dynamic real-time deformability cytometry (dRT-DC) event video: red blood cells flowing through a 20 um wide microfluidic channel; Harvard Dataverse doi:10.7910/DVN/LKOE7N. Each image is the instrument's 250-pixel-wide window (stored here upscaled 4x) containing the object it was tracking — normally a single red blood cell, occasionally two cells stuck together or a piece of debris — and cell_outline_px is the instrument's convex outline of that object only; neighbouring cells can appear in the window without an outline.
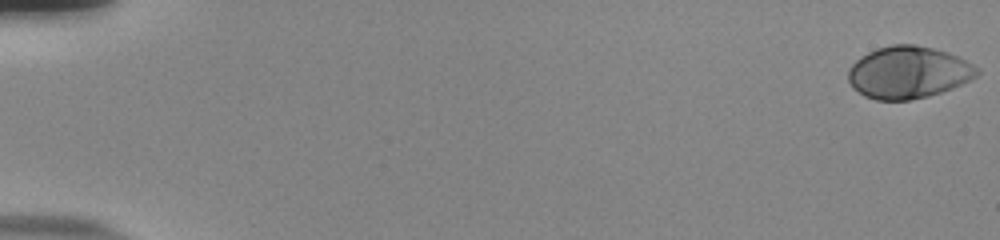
{"species": "human", "species_latin": "Homo sapiens", "temperature_condition": "room temperature", "stored_images_in_passage": 55, "camera_frame_rate_fps": 3000, "um_per_image_px": 0.085, "donor": {"sex": "male"}, "frame": {"image": 1, "passage_image": 1, "time_ms": 0.0, "image_size_px": [1000, 240], "cell_outline_px": [[980, 72], [976, 76], [952, 88], [928, 96], [908, 100], [876, 100], [864, 96], [852, 88], [848, 80], [848, 68], [860, 56], [876, 48], [892, 44], [916, 44], [948, 52], [980, 68]], "centroid_in_image_um": [77.16, 6.15], "position_along_channel_um": 7.8, "area_um2": 39.19}}
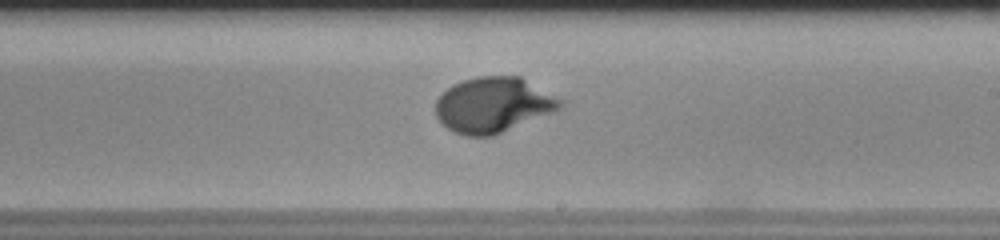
{"frame": {"image": 2, "passage_image": 34, "time_ms": 11.0, "image_size_px": [1000, 240], "cell_outline_px": [[564, 104], [560, 108], [552, 112], [492, 136], [464, 136], [448, 128], [436, 116], [436, 100], [452, 84], [476, 76], [520, 76], [564, 100]], "centroid_in_image_um": [41.93, 8.9], "position_along_channel_um": 247.1, "area_um2": 39.88}}
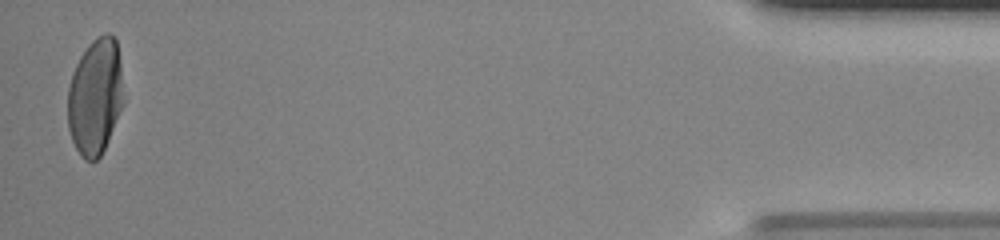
{"frame": {"image": 3, "passage_image": 54, "time_ms": 17.667, "image_size_px": [1000, 240], "cell_outline_px": [[124, 104], [108, 140], [100, 156], [96, 160], [84, 160], [80, 156], [72, 140], [68, 128], [68, 88], [72, 72], [80, 56], [88, 44], [92, 40], [104, 32], [108, 32], [116, 36], [120, 64], [124, 100]], "centroid_in_image_um": [8.1, 8.19], "position_along_channel_um": 427.1, "area_um2": 38.15}, "authors_computed_cell_mechanics": {"area_um2": 38.148, "velocity_mm_per_s": 3.8562, "shape_relaxation_time_tau1_ms": 3.398, "shape_relaxation_time_tau2_ms": null, "deformation_change_tau1": 0.2038, "deformation_change_tau2": null}}